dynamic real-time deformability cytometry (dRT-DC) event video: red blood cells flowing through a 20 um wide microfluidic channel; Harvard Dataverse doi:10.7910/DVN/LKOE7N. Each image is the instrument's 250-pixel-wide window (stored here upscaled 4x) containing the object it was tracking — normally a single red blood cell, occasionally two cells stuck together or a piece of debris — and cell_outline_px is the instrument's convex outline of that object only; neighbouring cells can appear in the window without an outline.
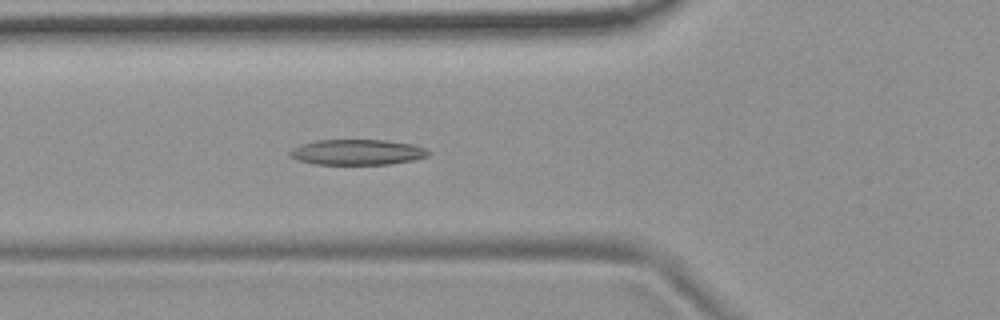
{"species": "common noctule bat (a hibernating species)", "species_latin": "Nyctalus noctula", "temperature_condition": "room temperature", "stored_images_in_passage": 4, "camera_frame_rate_fps": 3000, "um_per_image_px": 0.085, "animal": {"sex": "female", "body_mass_g": 19.9}, "frame": {"image": 1, "passage_image": 4, "time_ms": 4.333, "image_size_px": [1000, 320], "cell_outline_px": [[432, 152], [428, 156], [412, 160], [388, 164], [316, 164], [300, 160], [288, 156], [288, 152], [292, 148], [300, 144], [316, 140], [384, 140], [412, 144], [428, 148]], "centroid_in_image_um": [30.37, 12.92], "position_along_channel_um": 95.4, "area_um2": 20.63}}